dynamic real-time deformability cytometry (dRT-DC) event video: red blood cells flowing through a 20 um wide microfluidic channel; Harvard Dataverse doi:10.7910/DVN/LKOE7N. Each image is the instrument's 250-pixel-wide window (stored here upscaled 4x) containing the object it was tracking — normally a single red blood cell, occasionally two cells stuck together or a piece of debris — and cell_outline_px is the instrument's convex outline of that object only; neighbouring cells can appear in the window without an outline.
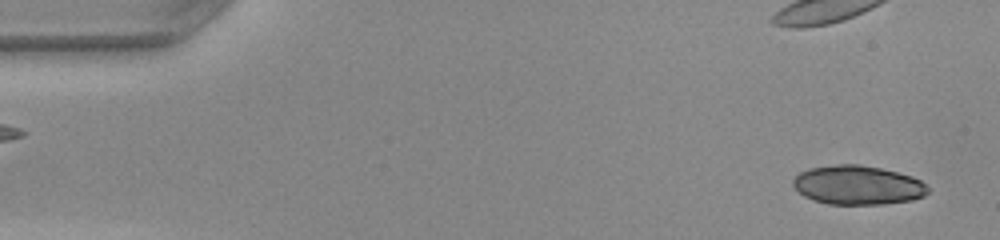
{"species": "common noctule bat (a hibernating species)", "species_latin": "Nyctalus noctula", "temperature_condition": "warm", "stored_images_in_passage": 44, "camera_frame_rate_fps": 3000, "um_per_image_px": 0.085, "animal": {"sex": "female", "body_mass_g": 22.0, "forearm_length_mm": 56.7}, "frame": {"image": 1, "passage_image": 1, "time_ms": 0.0, "image_size_px": [1000, 240], "cell_outline_px": [[928, 192], [924, 196], [912, 200], [880, 204], [828, 204], [804, 196], [792, 184], [792, 180], [800, 172], [808, 168], [836, 164], [860, 164], [880, 168], [912, 176], [920, 180], [928, 188]], "centroid_in_image_um": [72.9, 15.72], "position_along_channel_um": 12.1, "area_um2": 30.58}}